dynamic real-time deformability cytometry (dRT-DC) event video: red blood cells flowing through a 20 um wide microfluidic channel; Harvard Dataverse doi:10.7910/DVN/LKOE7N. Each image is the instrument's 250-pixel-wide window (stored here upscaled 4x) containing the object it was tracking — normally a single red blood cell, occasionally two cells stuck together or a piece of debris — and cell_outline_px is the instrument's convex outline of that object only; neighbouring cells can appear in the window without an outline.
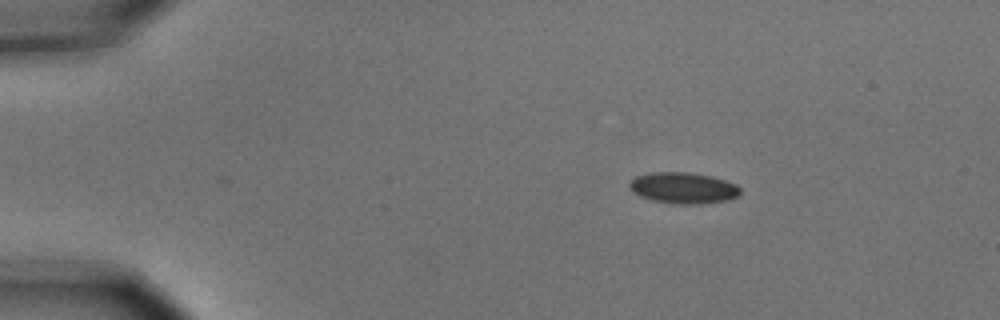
{"species": "common noctule bat (a hibernating species)", "species_latin": "Nyctalus noctula", "temperature_condition": "cold", "stored_images_in_passage": 2, "camera_frame_rate_fps": 3000, "um_per_image_px": 0.085, "animal": {"sex": "male", "body_mass_g": 15.6}, "frame": {"image": 1, "passage_image": 2, "time_ms": 0.333, "image_size_px": [1000, 320], "cell_outline_px": [[740, 192], [736, 196], [724, 200], [696, 204], [676, 204], [652, 200], [640, 196], [632, 192], [628, 188], [628, 184], [636, 176], [652, 172], [692, 172], [712, 176], [736, 184], [740, 188]], "centroid_in_image_um": [58.03, 15.96], "position_along_channel_um": 27.0, "area_um2": 20.06}}